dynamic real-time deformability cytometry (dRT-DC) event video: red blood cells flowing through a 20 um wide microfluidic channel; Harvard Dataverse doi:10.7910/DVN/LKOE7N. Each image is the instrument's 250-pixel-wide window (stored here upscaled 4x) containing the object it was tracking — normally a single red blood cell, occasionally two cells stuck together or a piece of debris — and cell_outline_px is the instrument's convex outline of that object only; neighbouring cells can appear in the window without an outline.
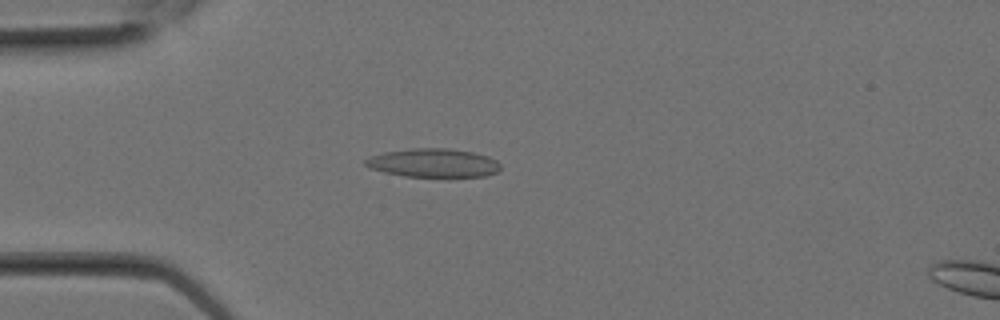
{"species": "Egyptian fruit bat (a non-hibernating species)", "species_latin": "Rousettus aegyptiacus", "temperature_condition": "room temperature", "stored_images_in_passage": 10, "camera_frame_rate_fps": 3000, "um_per_image_px": 0.085, "animal": {"sex": "female"}, "frame": {"image": 1, "passage_image": 6, "time_ms": 1.667, "image_size_px": [1000, 320], "cell_outline_px": [[500, 168], [496, 172], [484, 176], [404, 176], [384, 172], [368, 168], [364, 164], [364, 160], [372, 156], [384, 152], [412, 148], [448, 148], [472, 152], [488, 156], [496, 160], [500, 164]], "centroid_in_image_um": [36.81, 13.84], "position_along_channel_um": 48.2, "area_um2": 22.37}}
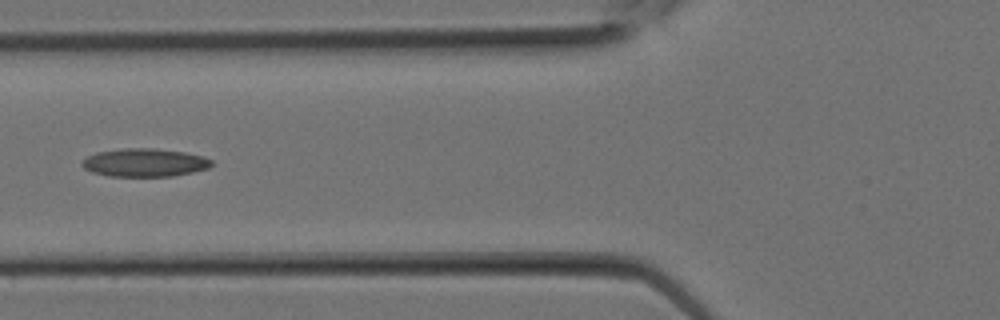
{"frame": {"image": 2, "passage_image": 9, "time_ms": 2.667, "image_size_px": [1000, 320], "cell_outline_px": [[212, 164], [208, 168], [192, 172], [172, 176], [108, 176], [92, 172], [84, 168], [80, 164], [88, 156], [96, 152], [124, 148], [152, 148], [184, 152], [204, 156], [212, 160]], "centroid_in_image_um": [12.29, 13.82], "position_along_channel_um": 113.5, "area_um2": 21.21}}